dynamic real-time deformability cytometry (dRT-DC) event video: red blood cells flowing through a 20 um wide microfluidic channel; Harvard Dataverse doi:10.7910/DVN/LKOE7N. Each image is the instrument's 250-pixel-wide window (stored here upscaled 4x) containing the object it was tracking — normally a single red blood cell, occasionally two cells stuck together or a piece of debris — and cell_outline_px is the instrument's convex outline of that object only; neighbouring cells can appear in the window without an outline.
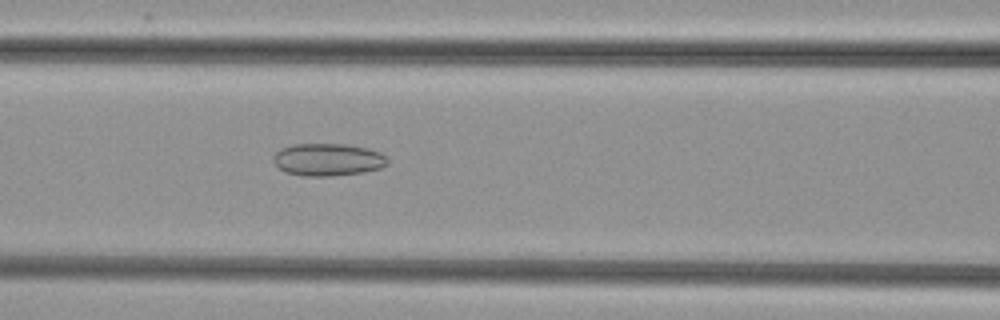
{"species": "common noctule bat (a hibernating species)", "species_latin": "Nyctalus noctula", "temperature_condition": "cold", "stored_images_in_passage": 38, "camera_frame_rate_fps": 3000, "um_per_image_px": 0.085, "animal": {"sex": "female", "body_mass_g": 29.2, "forearm_length_mm": 56.3}, "frame": {"image": 1, "passage_image": 9, "time_ms": 2.667, "image_size_px": [1000, 320], "cell_outline_px": [[388, 164], [380, 168], [360, 172], [332, 176], [304, 176], [284, 172], [272, 160], [272, 156], [280, 148], [292, 144], [348, 144], [368, 148], [380, 152], [388, 160]], "centroid_in_image_um": [27.84, 13.56], "position_along_channel_um": 138.8, "area_um2": 21.68}}
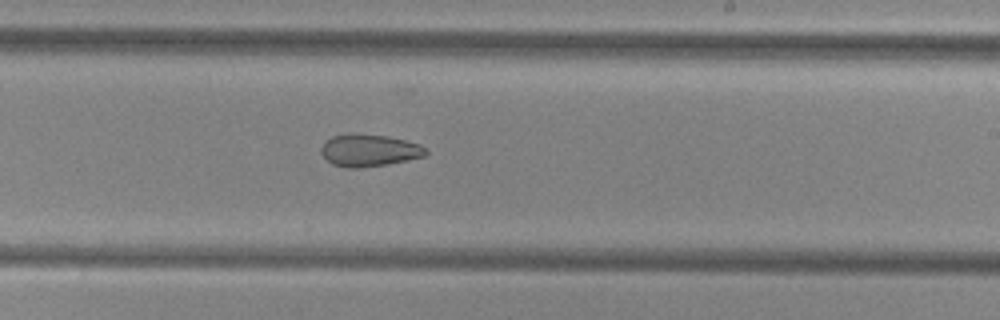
{"frame": {"image": 2, "passage_image": 18, "time_ms": 5.667, "image_size_px": [1000, 320], "cell_outline_px": [[428, 152], [424, 156], [408, 160], [388, 164], [360, 168], [348, 168], [332, 164], [320, 152], [320, 148], [332, 136], [348, 132], [352, 132], [388, 136], [420, 144]], "centroid_in_image_um": [31.36, 12.77], "position_along_channel_um": 257.6, "area_um2": 19.77}}
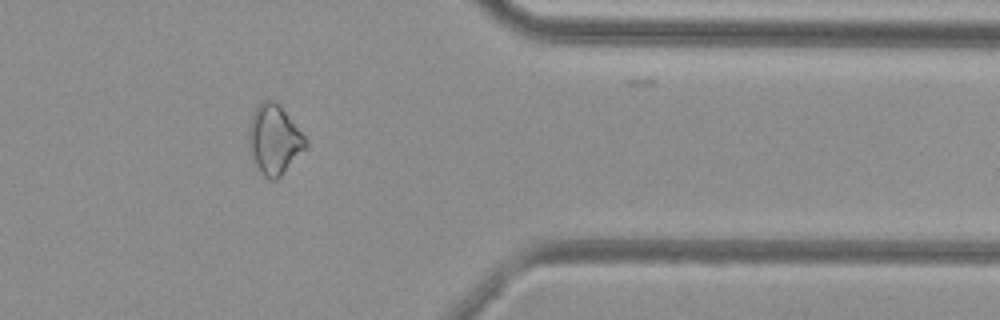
{"frame": {"image": 3, "passage_image": 29, "time_ms": 9.333, "image_size_px": [1000, 320], "cell_outline_px": [[308, 144], [280, 176], [276, 180], [272, 180], [264, 176], [256, 168], [252, 160], [248, 140], [248, 128], [252, 116], [256, 108], [264, 100], [276, 100], [280, 104], [308, 140]], "centroid_in_image_um": [23.29, 11.85], "position_along_channel_um": 388.1, "area_um2": 22.95}}